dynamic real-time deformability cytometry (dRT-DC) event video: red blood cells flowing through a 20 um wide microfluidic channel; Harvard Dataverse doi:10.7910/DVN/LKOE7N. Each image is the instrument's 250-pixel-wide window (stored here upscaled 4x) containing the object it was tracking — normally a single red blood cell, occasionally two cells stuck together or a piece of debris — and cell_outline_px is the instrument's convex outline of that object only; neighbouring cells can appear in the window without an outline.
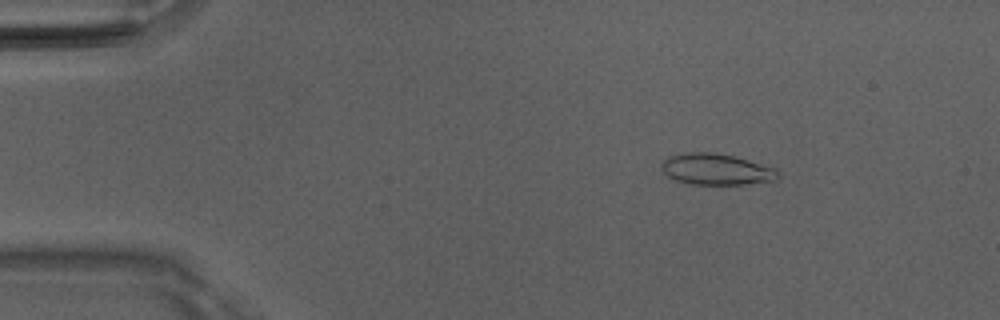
{"species": "Egyptian fruit bat (a non-hibernating species)", "species_latin": "Rousettus aegyptiacus", "temperature_condition": "room temperature", "stored_images_in_passage": 45, "camera_frame_rate_fps": 3000, "um_per_image_px": 0.085, "animal": {"sex": "male"}, "frame": {"image": 1, "passage_image": 3, "time_ms": 0.667, "image_size_px": [1000, 320], "cell_outline_px": [[780, 180], [740, 184], [688, 184], [676, 180], [668, 176], [660, 168], [660, 164], [668, 156], [684, 152], [712, 152], [736, 156], [776, 168], [780, 172]], "centroid_in_image_um": [60.9, 14.38], "position_along_channel_um": 24.1, "area_um2": 21.5}}
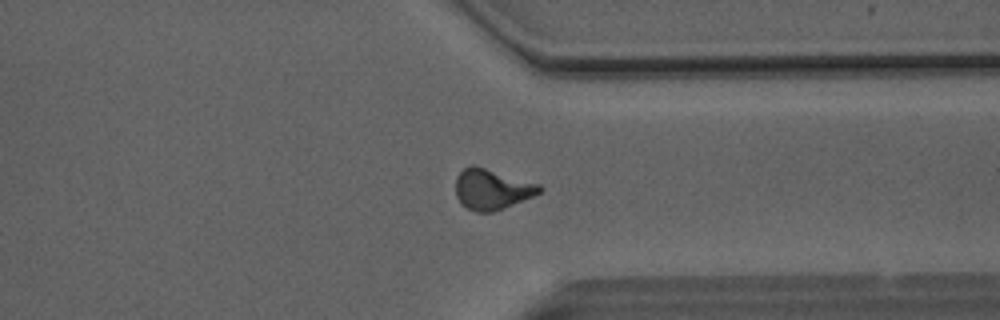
{"frame": {"image": 2, "passage_image": 34, "time_ms": 11.0, "image_size_px": [1000, 320], "cell_outline_px": [[544, 188], [540, 192], [532, 196], [504, 208], [492, 212], [476, 212], [460, 204], [456, 196], [456, 176], [464, 168], [472, 164], [540, 184]], "centroid_in_image_um": [41.79, 16.08], "position_along_channel_um": 369.6, "area_um2": 19.71}}
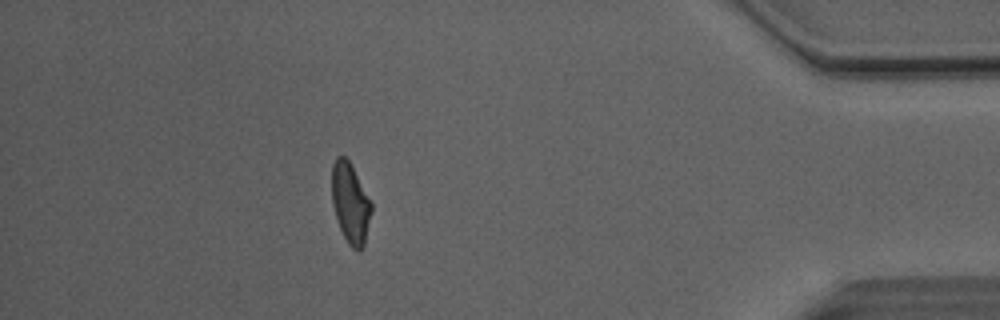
{"frame": {"image": 3, "passage_image": 40, "time_ms": 13.0, "image_size_px": [1000, 320], "cell_outline_px": [[372, 212], [364, 244], [360, 252], [356, 252], [348, 244], [340, 228], [332, 204], [332, 164], [336, 156], [344, 156], [348, 160], [372, 200]], "centroid_in_image_um": [29.8, 17.27], "position_along_channel_um": 405.4, "area_um2": 18.67}, "authors_computed_cell_mechanics": {"area_um2": 19.363, "velocity_mm_per_s": 4.1164, "shape_relaxation_time_tau1_ms": 4.7853, "shape_relaxation_time_tau2_ms": 1.4947, "deformation_change_tau1": 0.154, "deformation_change_tau2": 0.0862}}